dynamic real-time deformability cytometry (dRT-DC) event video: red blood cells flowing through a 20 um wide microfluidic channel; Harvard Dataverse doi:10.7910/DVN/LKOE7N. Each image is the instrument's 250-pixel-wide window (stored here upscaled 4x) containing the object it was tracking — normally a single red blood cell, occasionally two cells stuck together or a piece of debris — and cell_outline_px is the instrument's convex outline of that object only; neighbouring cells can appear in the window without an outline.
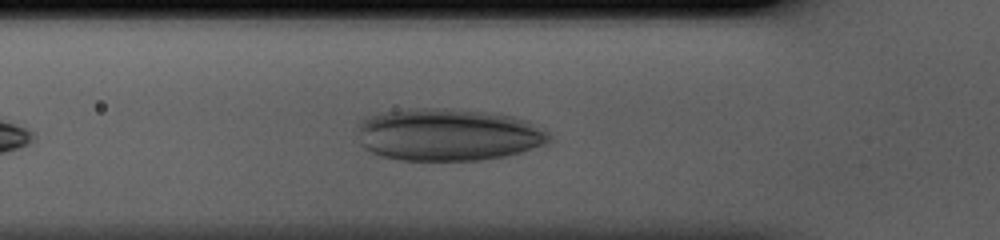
{"species": "human", "species_latin": "Homo sapiens", "temperature_condition": "cold", "stored_images_in_passage": 26, "camera_frame_rate_fps": 3000, "um_per_image_px": 0.085, "donor": {"sex": "male"}, "frame": {"image": 1, "passage_image": 2, "time_ms": 0.333, "image_size_px": [1000, 240], "cell_outline_px": [[552, 140], [548, 144], [520, 152], [504, 156], [480, 160], [396, 160], [380, 156], [368, 152], [360, 144], [356, 124], [360, 120], [368, 116], [388, 112], [412, 108], [448, 108], [488, 112], [512, 116], [528, 120], [548, 132]], "centroid_in_image_um": [38.06, 11.45], "position_along_channel_um": 87.7, "area_um2": 59.07}}
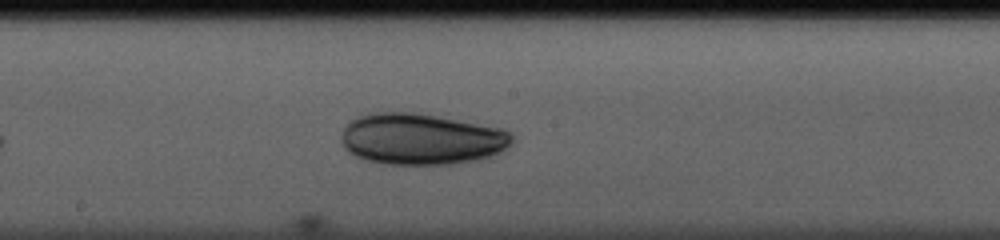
{"frame": {"image": 2, "passage_image": 11, "time_ms": 3.333, "image_size_px": [1000, 240], "cell_outline_px": [[512, 140], [508, 148], [500, 152], [480, 160], [452, 164], [384, 164], [368, 160], [356, 156], [348, 152], [344, 148], [340, 140], [340, 136], [344, 128], [352, 120], [360, 116], [372, 112], [412, 112], [436, 116], [504, 128], [512, 132]], "centroid_in_image_um": [35.82, 11.82], "position_along_channel_um": 212.4, "area_um2": 51.27}}
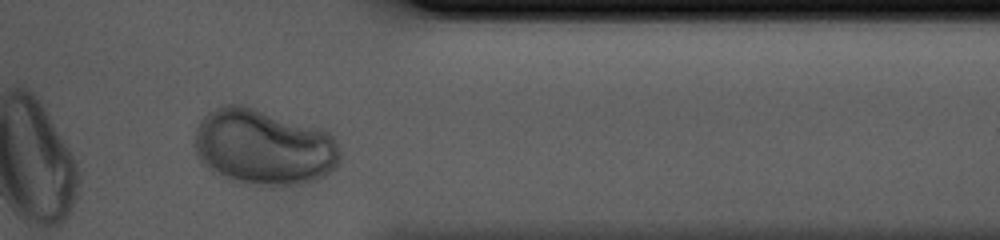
{"frame": {"image": 3, "passage_image": 24, "time_ms": 7.667, "image_size_px": [1000, 240], "cell_outline_px": [[340, 160], [336, 168], [324, 176], [316, 180], [300, 184], [276, 188], [272, 188], [224, 180], [216, 176], [200, 160], [192, 144], [196, 128], [200, 120], [208, 112], [224, 104], [240, 104], [320, 128], [328, 132], [332, 136], [340, 152]], "centroid_in_image_um": [22.37, 12.55], "position_along_channel_um": 389.0, "area_um2": 65.49}}